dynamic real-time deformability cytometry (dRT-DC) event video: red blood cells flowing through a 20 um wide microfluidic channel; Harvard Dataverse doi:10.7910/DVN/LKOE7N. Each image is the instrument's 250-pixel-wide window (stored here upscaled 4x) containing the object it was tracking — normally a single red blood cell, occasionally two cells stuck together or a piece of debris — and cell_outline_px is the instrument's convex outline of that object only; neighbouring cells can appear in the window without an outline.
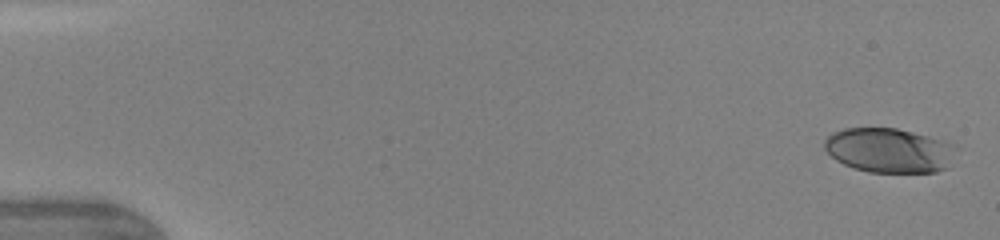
{"species": "human", "species_latin": "Homo sapiens", "temperature_condition": "warm", "stored_images_in_passage": 48, "camera_frame_rate_fps": 3000, "um_per_image_px": 0.085, "donor": {"sex": "female"}, "frame": {"image": 1, "passage_image": 1, "time_ms": 0.0, "image_size_px": [1000, 240], "cell_outline_px": [[956, 144], [948, 168], [936, 172], [868, 172], [852, 168], [836, 160], [824, 148], [824, 140], [832, 132], [844, 128], [896, 128], [928, 136]], "centroid_in_image_um": [75.55, 12.78], "position_along_channel_um": 9.4, "area_um2": 34.16}}
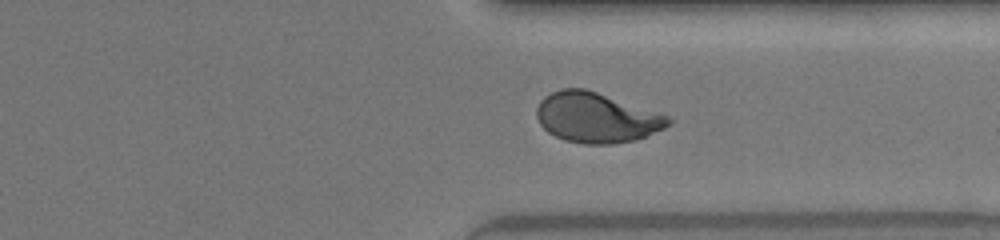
{"frame": {"image": 2, "passage_image": 37, "time_ms": 11.667, "image_size_px": [1000, 240], "cell_outline_px": [[672, 124], [664, 128], [636, 140], [612, 144], [584, 144], [564, 140], [548, 132], [540, 124], [536, 116], [536, 108], [540, 100], [544, 96], [560, 88], [584, 88], [668, 116], [672, 120]], "centroid_in_image_um": [50.66, 10.0], "position_along_channel_um": 360.7, "area_um2": 38.21}}
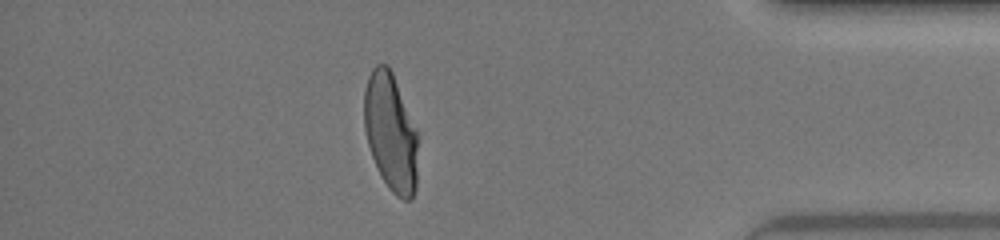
{"frame": {"image": 3, "passage_image": 42, "time_ms": 13.333, "image_size_px": [1000, 240], "cell_outline_px": [[420, 136], [416, 188], [412, 200], [404, 200], [396, 196], [388, 188], [380, 176], [372, 156], [368, 144], [364, 128], [364, 88], [368, 76], [372, 68], [376, 64], [388, 64], [392, 72]], "centroid_in_image_um": [33.24, 11.27], "position_along_channel_um": 402.0, "area_um2": 37.86}, "authors_computed_cell_mechanics": {"area_um2": 37.8012, "velocity_mm_per_s": 4.3327, "shape_relaxation_time_tau1_ms": 4.5363, "shape_relaxation_time_tau2_ms": 0.8317, "deformation_change_tau1": 0.2126, "deformation_change_tau2": 0.0708}}